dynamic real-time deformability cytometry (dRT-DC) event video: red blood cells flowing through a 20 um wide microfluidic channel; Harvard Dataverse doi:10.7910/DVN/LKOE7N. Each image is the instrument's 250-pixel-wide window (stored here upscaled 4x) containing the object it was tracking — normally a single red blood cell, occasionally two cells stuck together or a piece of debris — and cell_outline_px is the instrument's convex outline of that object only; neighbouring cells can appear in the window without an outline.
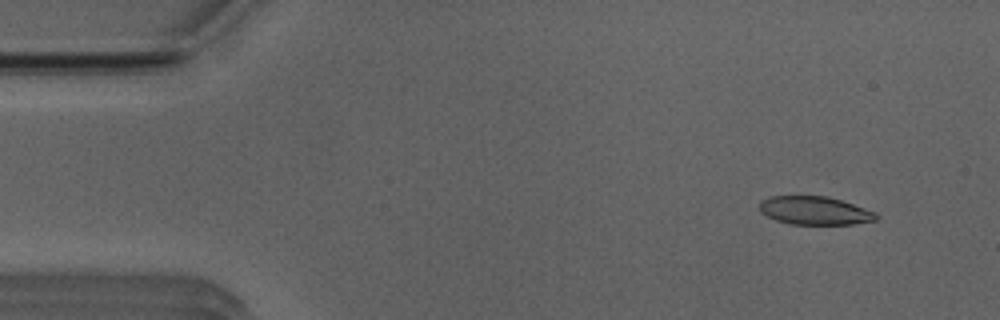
{"species": "Egyptian fruit bat (a non-hibernating species)", "species_latin": "Rousettus aegyptiacus", "temperature_condition": "room temperature", "stored_images_in_passage": 8, "camera_frame_rate_fps": 3000, "um_per_image_px": 0.085, "animal": {"sex": "male"}, "frame": {"image": 1, "passage_image": 1, "time_ms": 0.0, "image_size_px": [1000, 320], "cell_outline_px": [[880, 216], [876, 220], [852, 224], [788, 224], [776, 220], [760, 212], [760, 200], [768, 196], [828, 196], [876, 212]], "centroid_in_image_um": [69.24, 17.9], "position_along_channel_um": 15.8, "area_um2": 19.25}}